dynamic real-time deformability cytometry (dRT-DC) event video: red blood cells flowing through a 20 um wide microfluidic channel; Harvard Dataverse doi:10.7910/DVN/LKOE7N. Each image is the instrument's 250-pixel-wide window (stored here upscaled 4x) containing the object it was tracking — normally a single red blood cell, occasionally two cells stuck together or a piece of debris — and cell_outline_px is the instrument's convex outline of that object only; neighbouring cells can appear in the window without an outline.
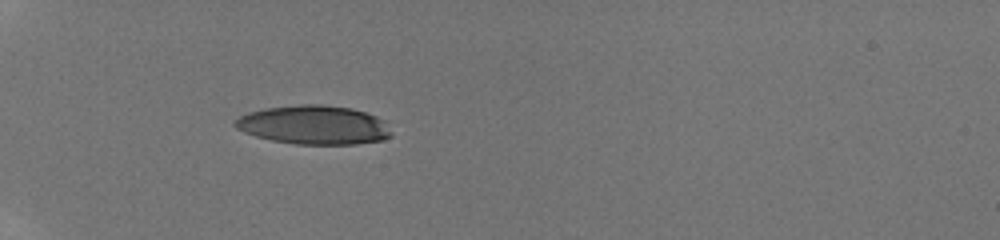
{"species": "human", "species_latin": "Homo sapiens", "temperature_condition": "room temperature", "stored_images_in_passage": 22, "camera_frame_rate_fps": 3000, "um_per_image_px": 0.085, "donor": {"sex": "male"}, "frame": {"image": 1, "passage_image": 1, "time_ms": 0.0, "image_size_px": [1000, 240], "cell_outline_px": [[392, 136], [384, 140], [356, 144], [296, 144], [272, 140], [256, 136], [244, 132], [236, 128], [232, 124], [232, 120], [248, 112], [264, 108], [300, 104], [320, 104], [352, 108], [376, 116], [392, 132]], "centroid_in_image_um": [26.64, 10.62], "position_along_channel_um": 58.4, "area_um2": 35.49}}
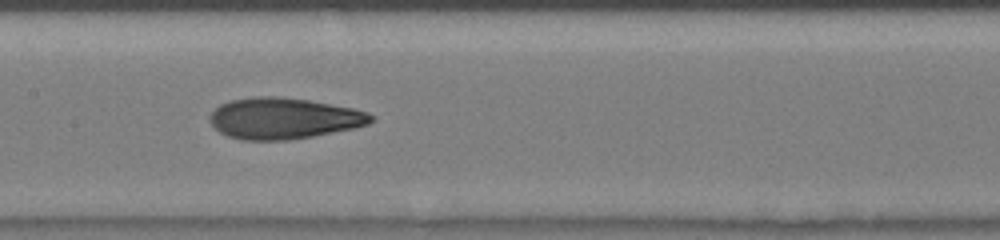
{"frame": {"image": 2, "passage_image": 8, "time_ms": 3.667, "image_size_px": [1000, 240], "cell_outline_px": [[376, 120], [368, 124], [356, 128], [312, 136], [288, 140], [244, 140], [228, 136], [220, 132], [212, 124], [212, 112], [220, 104], [232, 100], [252, 96], [280, 96], [308, 100], [352, 108], [368, 112]], "centroid_in_image_um": [24.15, 10.06], "position_along_channel_um": 183.2, "area_um2": 38.49}}
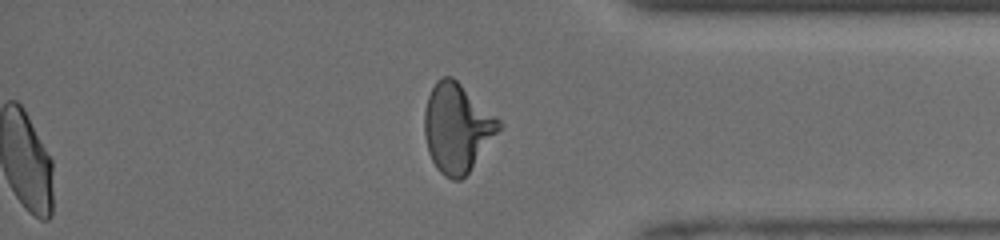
{"frame": {"image": 3, "passage_image": 18, "time_ms": 9.0, "image_size_px": [1000, 240], "cell_outline_px": [[504, 124], [468, 172], [460, 180], [452, 180], [444, 176], [436, 168], [428, 152], [424, 136], [424, 112], [428, 96], [436, 80], [444, 76], [452, 76], [496, 116]], "centroid_in_image_um": [38.83, 10.86], "position_along_channel_um": 396.4, "area_um2": 38.26}, "authors_computed_cell_mechanics": {"area_um2": 37.5989, "velocity_mm_per_s": 4.1458, "shape_relaxation_time_tau1_ms": 5.0295, "shape_relaxation_time_tau2_ms": 1.5137, "deformation_change_tau1": 0.2165, "deformation_change_tau2": 0.0855}}